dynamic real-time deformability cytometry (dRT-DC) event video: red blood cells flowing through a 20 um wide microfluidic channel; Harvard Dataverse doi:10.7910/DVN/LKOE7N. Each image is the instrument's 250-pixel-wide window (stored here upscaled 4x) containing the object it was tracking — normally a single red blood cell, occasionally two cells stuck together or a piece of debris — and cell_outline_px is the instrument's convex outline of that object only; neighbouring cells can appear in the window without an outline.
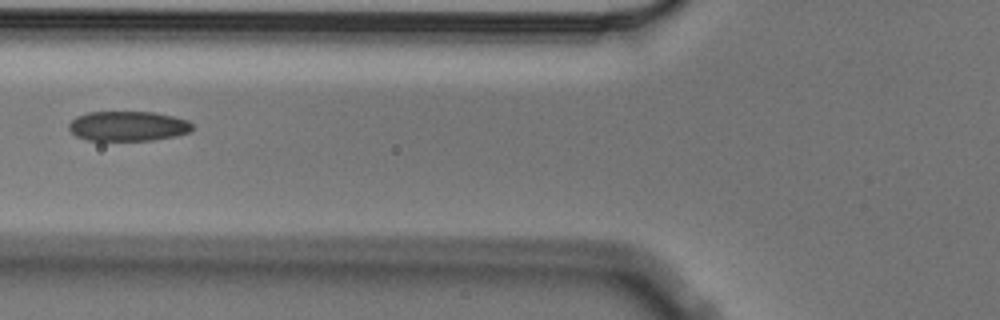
{"species": "Egyptian fruit bat (a non-hibernating species)", "species_latin": "Rousettus aegyptiacus", "temperature_condition": "cold", "stored_images_in_passage": 7, "camera_frame_rate_fps": 3000, "um_per_image_px": 0.085, "animal": {"sex": "male"}, "frame": {"image": 1, "passage_image": 6, "time_ms": 1.667, "image_size_px": [1000, 320], "cell_outline_px": [[192, 132], [176, 136], [152, 140], [88, 140], [76, 136], [68, 128], [68, 124], [76, 116], [88, 112], [156, 112], [188, 120], [192, 124]], "centroid_in_image_um": [10.89, 10.71], "position_along_channel_um": 114.9, "area_um2": 21.56}}
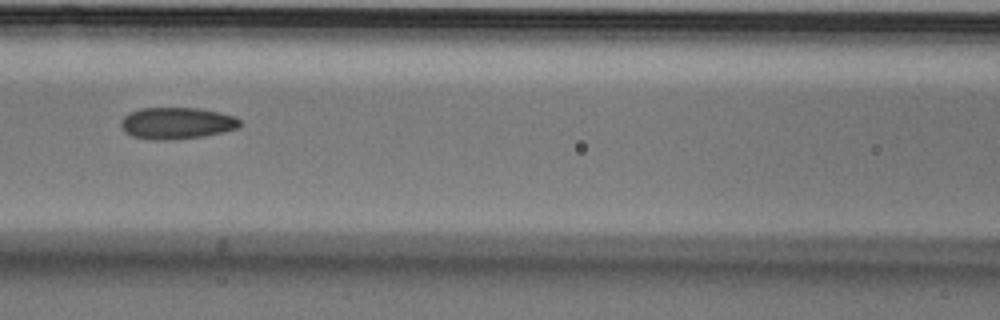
{"frame": {"image": 2, "passage_image": 7, "time_ms": 2.0, "image_size_px": [1000, 320], "cell_outline_px": [[240, 128], [224, 132], [204, 136], [172, 140], [152, 140], [132, 136], [124, 132], [120, 128], [120, 120], [124, 116], [140, 108], [200, 108], [220, 112], [236, 116], [240, 120]], "centroid_in_image_um": [15.03, 10.48], "position_along_channel_um": 151.6, "area_um2": 22.31}}